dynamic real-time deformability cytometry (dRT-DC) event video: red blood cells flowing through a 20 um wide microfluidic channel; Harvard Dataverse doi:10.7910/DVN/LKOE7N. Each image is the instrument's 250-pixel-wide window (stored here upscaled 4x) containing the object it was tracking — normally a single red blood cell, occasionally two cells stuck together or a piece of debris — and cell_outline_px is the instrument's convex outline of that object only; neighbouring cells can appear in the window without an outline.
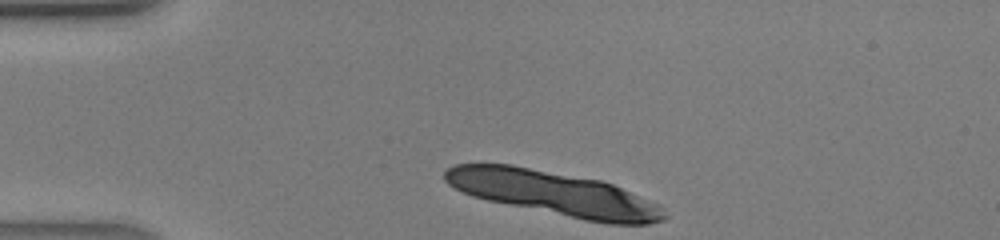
{"species": "human", "species_latin": "Homo sapiens", "temperature_condition": "warm", "stored_images_in_passage": 27, "camera_frame_rate_fps": 3000, "um_per_image_px": 0.085, "donor": {"sex": "male"}, "frame": {"image": 1, "passage_image": 1, "time_ms": 0.0, "image_size_px": [1000, 240], "cell_outline_px": [[668, 216], [664, 220], [648, 224], [608, 224], [584, 220], [488, 200], [472, 196], [448, 184], [444, 180], [444, 172], [448, 168], [456, 164], [512, 164], [600, 180], [612, 184], [660, 204], [664, 208]], "centroid_in_image_um": [47.14, 16.44], "position_along_channel_um": 37.9, "area_um2": 56.59}}
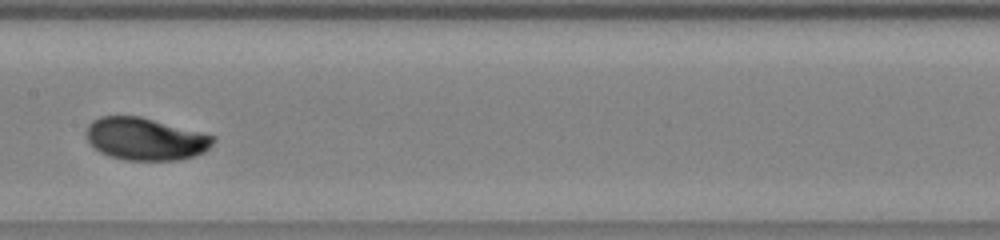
{"frame": {"image": 2, "passage_image": 14, "time_ms": 4.333, "image_size_px": [1000, 240], "cell_outline_px": [[216, 140], [204, 152], [180, 160], [124, 160], [100, 152], [88, 140], [88, 124], [92, 120], [100, 116], [140, 116], [216, 136]], "centroid_in_image_um": [12.39, 11.81], "position_along_channel_um": 195.0, "area_um2": 31.1}}
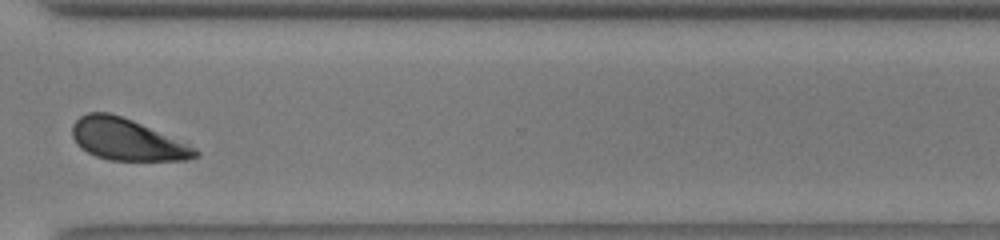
{"frame": {"image": 3, "passage_image": 24, "time_ms": 7.667, "image_size_px": [1000, 240], "cell_outline_px": [[200, 156], [188, 160], [108, 160], [96, 156], [80, 148], [76, 144], [72, 136], [72, 124], [80, 116], [88, 112], [108, 112], [132, 120], [196, 148], [200, 152]], "centroid_in_image_um": [10.76, 11.87], "position_along_channel_um": 359.8, "area_um2": 29.59}}